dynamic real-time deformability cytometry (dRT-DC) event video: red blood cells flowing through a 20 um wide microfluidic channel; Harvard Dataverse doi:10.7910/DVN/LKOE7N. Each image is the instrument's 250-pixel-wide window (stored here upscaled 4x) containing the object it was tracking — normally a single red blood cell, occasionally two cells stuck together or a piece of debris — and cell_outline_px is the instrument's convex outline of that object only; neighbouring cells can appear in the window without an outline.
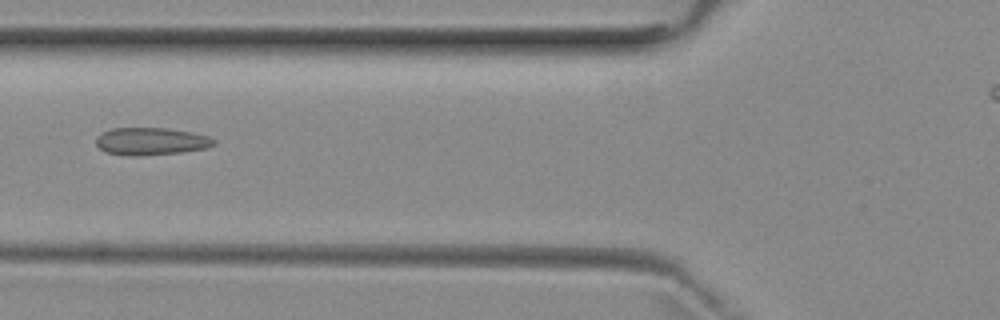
{"species": "common noctule bat (a hibernating species)", "species_latin": "Nyctalus noctula", "temperature_condition": "room temperature", "stored_images_in_passage": 7, "camera_frame_rate_fps": 3000, "um_per_image_px": 0.085, "animal": {"sex": "female", "body_mass_g": 29.2, "forearm_length_mm": 56.3}, "frame": {"image": 1, "passage_image": 6, "time_ms": 6.0, "image_size_px": [1000, 320], "cell_outline_px": [[216, 144], [208, 148], [180, 152], [140, 156], [132, 156], [104, 152], [96, 144], [96, 136], [100, 132], [112, 128], [164, 128], [192, 132], [208, 136], [216, 140]], "centroid_in_image_um": [12.82, 12.01], "position_along_channel_um": 113.0, "area_um2": 19.02}}
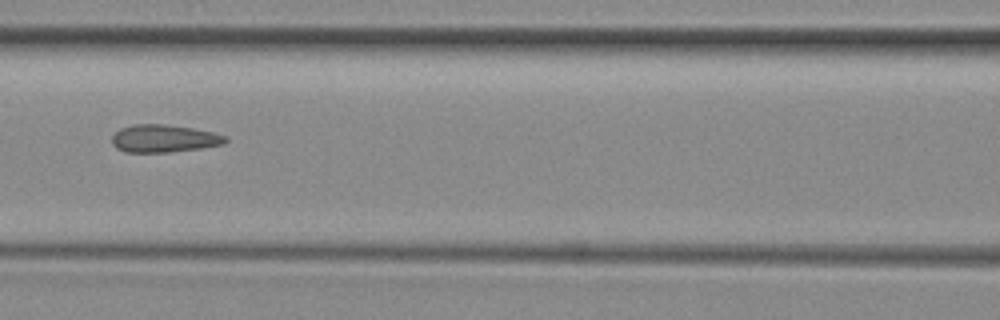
{"frame": {"image": 2, "passage_image": 7, "time_ms": 7.0, "image_size_px": [1000, 320], "cell_outline_px": [[228, 140], [224, 144], [200, 148], [168, 152], [124, 152], [116, 148], [112, 144], [112, 136], [120, 128], [132, 124], [164, 124], [192, 128], [212, 132], [228, 136]], "centroid_in_image_um": [13.92, 11.77], "position_along_channel_um": 152.7, "area_um2": 18.32}}